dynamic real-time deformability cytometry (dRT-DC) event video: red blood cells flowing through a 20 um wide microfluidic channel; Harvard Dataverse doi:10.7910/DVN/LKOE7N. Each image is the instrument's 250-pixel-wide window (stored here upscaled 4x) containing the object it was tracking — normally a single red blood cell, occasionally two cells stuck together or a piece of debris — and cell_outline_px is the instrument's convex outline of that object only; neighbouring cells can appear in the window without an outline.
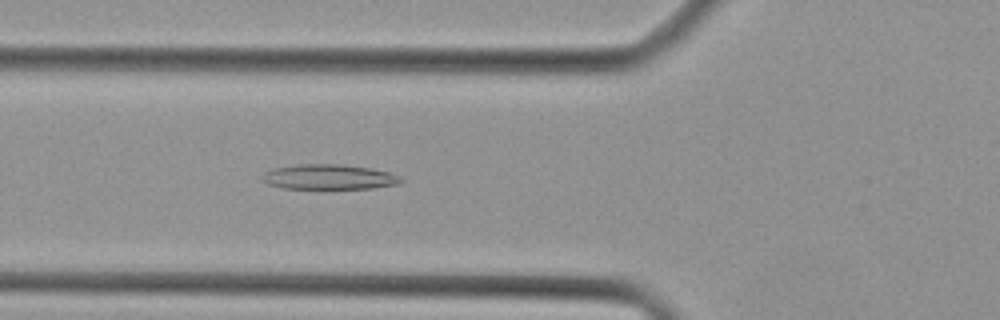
{"species": "Egyptian fruit bat (a non-hibernating species)", "species_latin": "Rousettus aegyptiacus", "temperature_condition": "cold", "stored_images_in_passage": 43, "camera_frame_rate_fps": 3000, "um_per_image_px": 0.085, "animal": {"sex": "female"}, "frame": {"image": 1, "passage_image": 16, "time_ms": 5.0, "image_size_px": [1000, 320], "cell_outline_px": [[404, 180], [400, 184], [372, 188], [284, 188], [268, 184], [260, 176], [264, 172], [272, 168], [300, 164], [340, 164], [372, 168], [388, 172], [400, 176]], "centroid_in_image_um": [27.98, 15.03], "position_along_channel_um": 97.8, "area_um2": 20.23}}
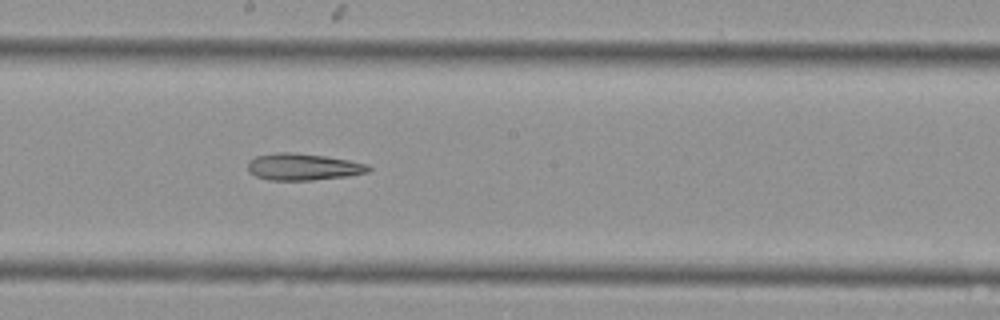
{"frame": {"image": 2, "passage_image": 24, "time_ms": 7.667, "image_size_px": [1000, 320], "cell_outline_px": [[372, 168], [368, 172], [348, 176], [312, 180], [268, 180], [256, 176], [248, 172], [248, 160], [256, 156], [276, 152], [292, 152], [324, 156], [348, 160], [368, 164]], "centroid_in_image_um": [25.74, 14.18], "position_along_channel_um": 222.5, "area_um2": 18.9}}
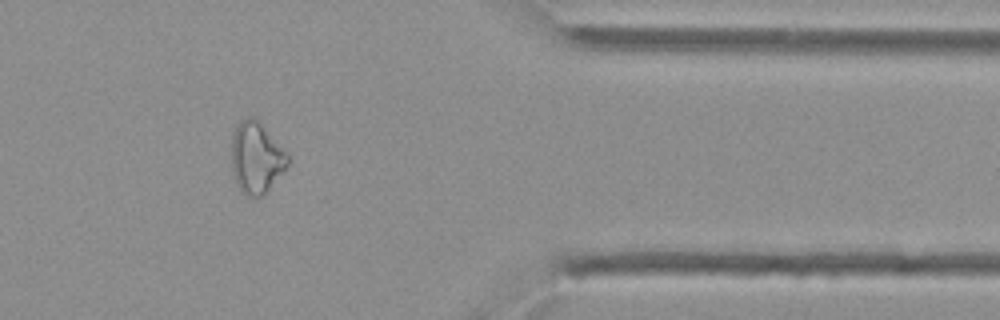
{"frame": {"image": 3, "passage_image": 36, "time_ms": 11.667, "image_size_px": [1000, 320], "cell_outline_px": [[288, 164], [284, 172], [256, 200], [240, 192], [236, 184], [232, 172], [232, 136], [236, 124], [240, 120], [248, 116], [252, 116], [288, 152]], "centroid_in_image_um": [21.76, 13.43], "position_along_channel_um": 389.6, "area_um2": 23.41}}